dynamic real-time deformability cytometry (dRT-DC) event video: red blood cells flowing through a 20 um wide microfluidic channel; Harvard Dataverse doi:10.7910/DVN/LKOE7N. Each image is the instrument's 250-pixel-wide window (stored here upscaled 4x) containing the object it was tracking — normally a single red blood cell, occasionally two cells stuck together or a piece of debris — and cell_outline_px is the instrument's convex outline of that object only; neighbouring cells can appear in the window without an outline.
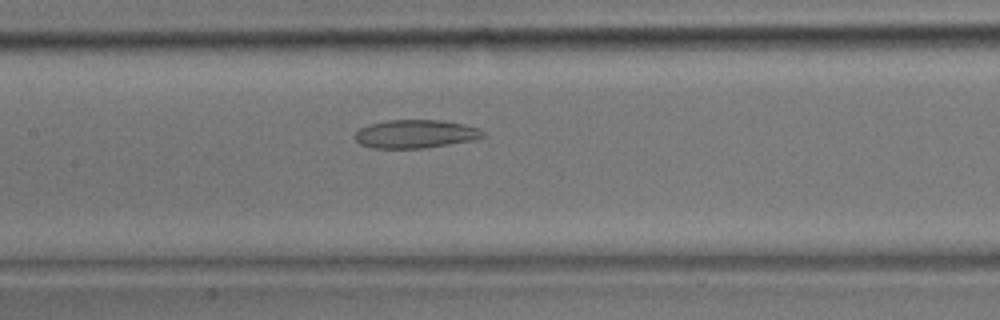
{"species": "common noctule bat (a hibernating species)", "species_latin": "Nyctalus noctula", "temperature_condition": "room temperature", "stored_images_in_passage": 29, "camera_frame_rate_fps": 3000, "um_per_image_px": 0.085, "animal": {"sex": "male", "body_mass_g": 17.9}, "frame": {"image": 1, "passage_image": 12, "time_ms": 3.667, "image_size_px": [1000, 320], "cell_outline_px": [[488, 136], [472, 140], [428, 148], [372, 148], [360, 144], [352, 136], [360, 128], [368, 124], [388, 120], [444, 120], [464, 124], [480, 128], [488, 132]], "centroid_in_image_um": [35.36, 11.38], "position_along_channel_um": 172.0, "area_um2": 21.56}}
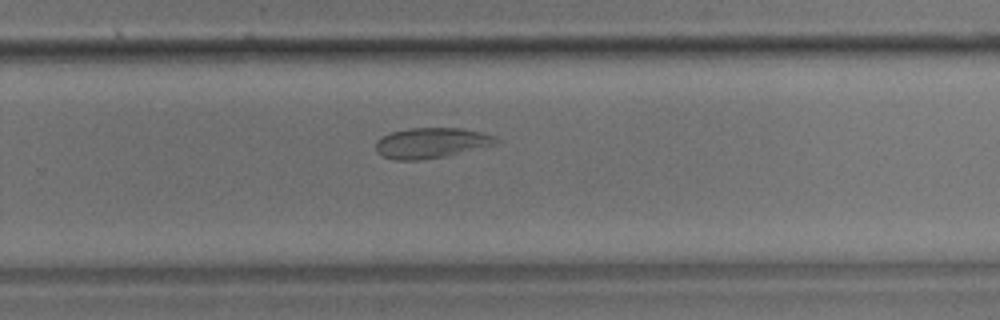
{"frame": {"image": 2, "passage_image": 18, "time_ms": 5.667, "image_size_px": [1000, 320], "cell_outline_px": [[500, 144], [448, 156], [420, 160], [396, 160], [384, 156], [376, 152], [376, 140], [380, 136], [392, 132], [412, 128], [460, 128], [480, 132], [496, 136], [500, 140]], "centroid_in_image_um": [36.71, 12.16], "position_along_channel_um": 293.1, "area_um2": 21.62}}
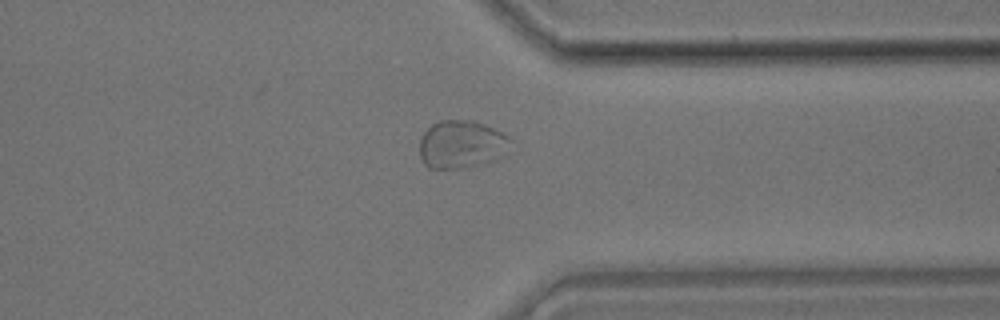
{"frame": {"image": 3, "passage_image": 22, "time_ms": 7.0, "image_size_px": [1000, 320], "cell_outline_px": [[512, 140], [508, 156], [484, 164], [468, 168], [428, 168], [424, 164], [420, 156], [420, 140], [424, 132], [432, 124], [440, 120], [472, 120], [484, 124], [508, 136]], "centroid_in_image_um": [39.28, 12.29], "position_along_channel_um": 372.1, "area_um2": 25.95}}